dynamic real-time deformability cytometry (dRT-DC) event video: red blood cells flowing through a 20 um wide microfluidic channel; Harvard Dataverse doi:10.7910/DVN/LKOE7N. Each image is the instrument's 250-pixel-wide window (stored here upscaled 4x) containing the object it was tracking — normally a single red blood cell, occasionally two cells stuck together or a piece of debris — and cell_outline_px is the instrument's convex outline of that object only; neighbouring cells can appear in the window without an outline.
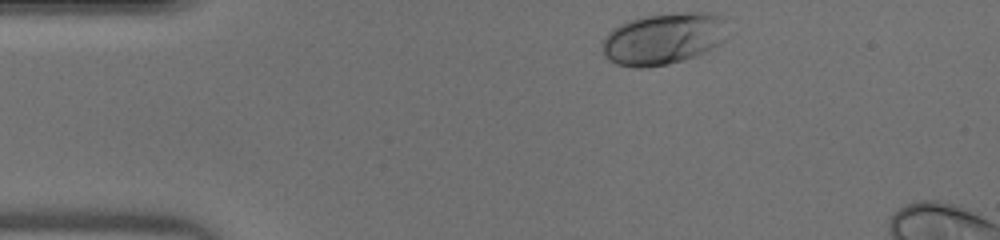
{"species": "human", "species_latin": "Homo sapiens", "temperature_condition": "warm", "stored_images_in_passage": 30, "camera_frame_rate_fps": 3000, "um_per_image_px": 0.085, "donor": {"sex": "male"}, "frame": {"image": 1, "passage_image": 1, "time_ms": 0.0, "image_size_px": [1000, 240], "cell_outline_px": [[724, 40], [720, 44], [696, 56], [668, 64], [644, 68], [632, 68], [616, 64], [608, 60], [604, 56], [604, 36], [612, 28], [628, 20], [644, 16], [676, 12], [716, 12], [724, 20]], "centroid_in_image_um": [56.37, 3.28], "position_along_channel_um": 28.6, "area_um2": 37.92}}
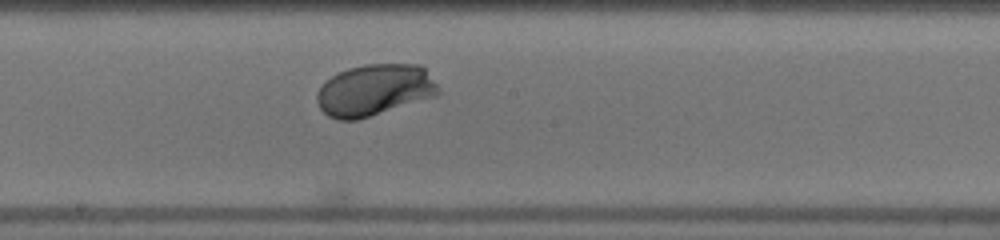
{"frame": {"image": 2, "passage_image": 18, "time_ms": 5.667, "image_size_px": [1000, 240], "cell_outline_px": [[440, 92], [436, 96], [356, 120], [336, 120], [328, 116], [320, 108], [316, 100], [316, 92], [324, 80], [348, 68], [364, 64], [420, 64], [424, 68], [440, 88]], "centroid_in_image_um": [31.8, 7.65], "position_along_channel_um": 216.4, "area_um2": 36.53}}
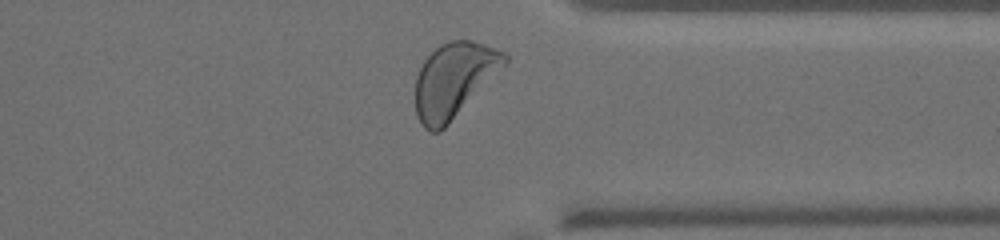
{"frame": {"image": 3, "passage_image": 29, "time_ms": 9.333, "image_size_px": [1000, 240], "cell_outline_px": [[508, 60], [448, 124], [440, 132], [432, 132], [424, 128], [416, 116], [416, 76], [424, 60], [440, 44], [448, 40], [472, 40], [484, 44], [504, 52], [508, 56]], "centroid_in_image_um": [38.54, 6.79], "position_along_channel_um": 372.9, "area_um2": 38.03}}